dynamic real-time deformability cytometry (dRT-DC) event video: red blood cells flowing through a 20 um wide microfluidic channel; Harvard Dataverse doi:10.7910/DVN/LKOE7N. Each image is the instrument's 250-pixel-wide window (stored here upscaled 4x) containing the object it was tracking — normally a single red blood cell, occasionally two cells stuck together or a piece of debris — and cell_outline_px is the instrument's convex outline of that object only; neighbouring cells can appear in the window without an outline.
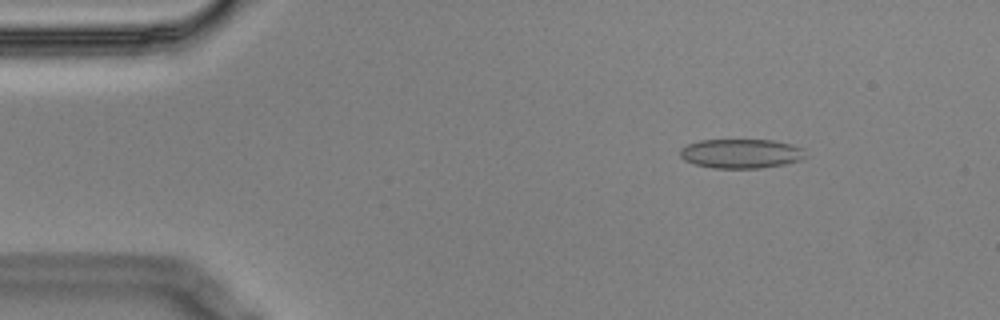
{"species": "Egyptian fruit bat (a non-hibernating species)", "species_latin": "Rousettus aegyptiacus", "temperature_condition": "cold", "stored_images_in_passage": 4, "camera_frame_rate_fps": 3000, "um_per_image_px": 0.085, "animal": {"sex": "male"}, "frame": {"image": 1, "passage_image": 2, "time_ms": 0.333, "image_size_px": [1000, 320], "cell_outline_px": [[804, 156], [800, 160], [784, 164], [760, 168], [712, 168], [692, 164], [684, 160], [680, 156], [680, 148], [688, 144], [700, 140], [772, 140], [792, 144], [804, 148]], "centroid_in_image_um": [62.96, 13.05], "position_along_channel_um": 22.0, "area_um2": 21.5}}
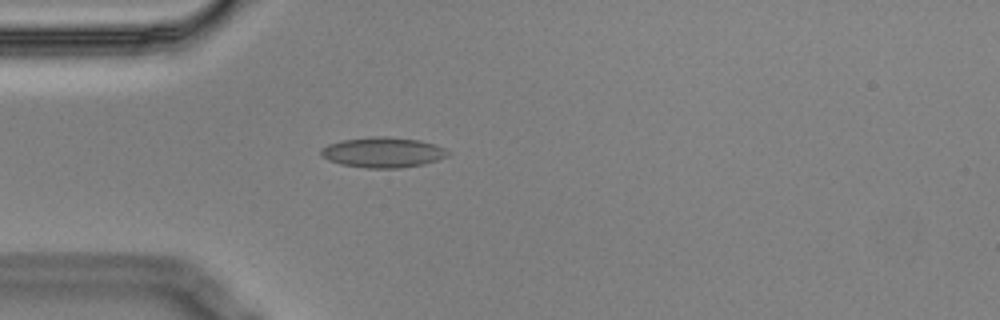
{"frame": {"image": 2, "passage_image": 4, "time_ms": 1.0, "image_size_px": [1000, 320], "cell_outline_px": [[448, 156], [424, 164], [400, 168], [364, 168], [340, 164], [328, 160], [320, 156], [320, 148], [328, 144], [340, 140], [376, 136], [388, 136], [420, 140], [444, 148], [448, 152]], "centroid_in_image_um": [32.49, 12.95], "position_along_channel_um": 52.5, "area_um2": 22.54}}